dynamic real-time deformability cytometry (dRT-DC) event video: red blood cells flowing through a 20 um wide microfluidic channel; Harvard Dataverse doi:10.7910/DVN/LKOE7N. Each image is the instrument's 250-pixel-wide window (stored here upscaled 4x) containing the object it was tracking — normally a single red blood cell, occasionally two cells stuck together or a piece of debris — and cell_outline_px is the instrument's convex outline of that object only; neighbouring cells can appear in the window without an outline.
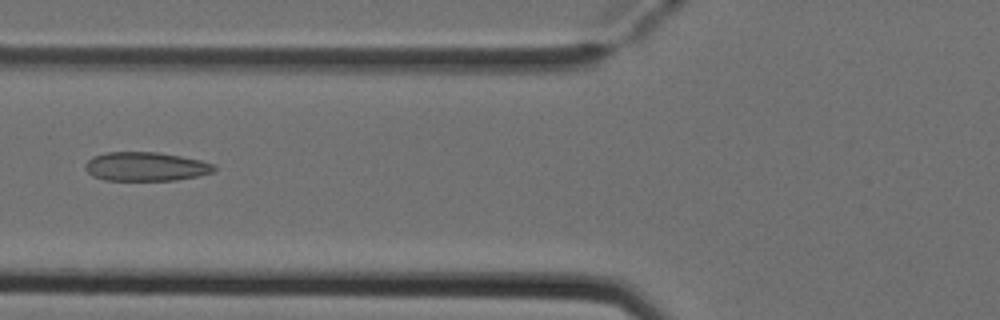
{"species": "Egyptian fruit bat (a non-hibernating species)", "species_latin": "Rousettus aegyptiacus", "temperature_condition": "cold", "stored_images_in_passage": 5, "camera_frame_rate_fps": 3000, "um_per_image_px": 0.085, "animal": {"sex": "female"}, "frame": {"image": 1, "passage_image": 4, "time_ms": 1.0, "image_size_px": [1000, 320], "cell_outline_px": [[216, 172], [176, 180], [104, 180], [92, 176], [84, 168], [84, 164], [92, 156], [108, 152], [160, 152], [200, 160], [212, 164], [216, 168]], "centroid_in_image_um": [12.37, 14.15], "position_along_channel_um": 113.4, "area_um2": 21.79}}
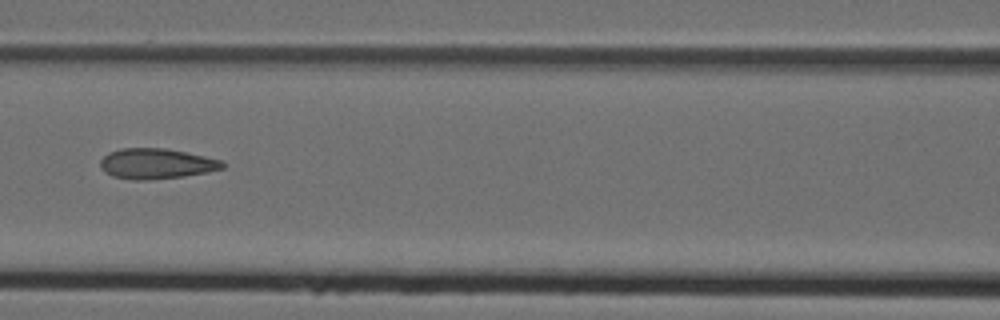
{"frame": {"image": 2, "passage_image": 5, "time_ms": 1.333, "image_size_px": [1000, 320], "cell_outline_px": [[224, 168], [208, 172], [184, 176], [148, 180], [132, 180], [112, 176], [104, 172], [100, 168], [100, 160], [108, 152], [120, 148], [164, 148], [204, 156], [220, 160], [224, 164]], "centroid_in_image_um": [13.24, 13.92], "position_along_channel_um": 153.4, "area_um2": 21.68}}